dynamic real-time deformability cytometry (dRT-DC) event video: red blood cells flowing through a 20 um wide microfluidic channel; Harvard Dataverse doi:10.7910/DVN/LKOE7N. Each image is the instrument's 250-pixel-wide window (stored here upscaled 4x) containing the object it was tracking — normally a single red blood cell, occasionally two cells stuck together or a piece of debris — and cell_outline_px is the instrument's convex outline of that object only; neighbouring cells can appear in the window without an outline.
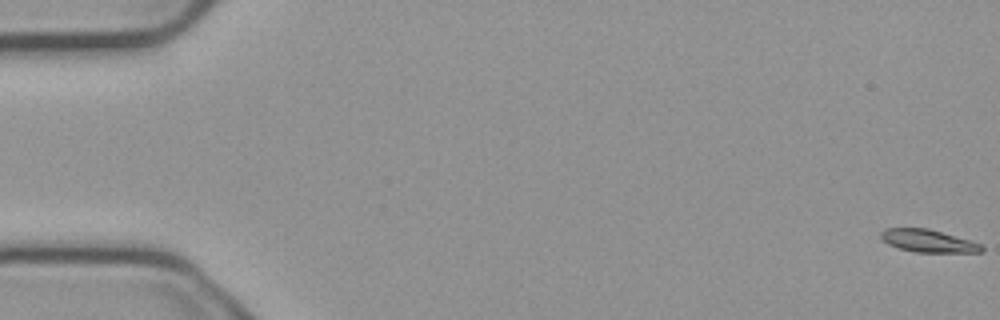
{"species": "common noctule bat (a hibernating species)", "species_latin": "Nyctalus noctula", "temperature_condition": "cold", "stored_images_in_passage": 56, "camera_frame_rate_fps": 3000, "um_per_image_px": 0.085, "animal": {"sex": "male", "body_mass_g": 23.1, "forearm_length_mm": 52.7}, "frame": {"image": 1, "passage_image": 1, "time_ms": 0.0, "image_size_px": [1000, 320], "cell_outline_px": [[984, 252], [916, 252], [900, 248], [888, 244], [880, 236], [880, 232], [884, 228], [928, 228], [968, 240], [980, 244], [984, 248]], "centroid_in_image_um": [78.87, 20.47], "position_along_channel_um": 6.1, "area_um2": 13.06}}
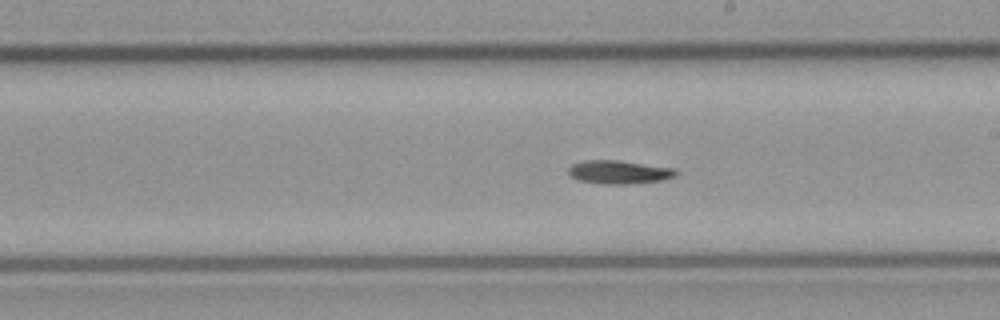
{"frame": {"image": 2, "passage_image": 32, "time_ms": 10.333, "image_size_px": [1000, 320], "cell_outline_px": [[680, 172], [676, 176], [660, 180], [636, 184], [604, 184], [580, 180], [572, 176], [568, 172], [568, 168], [572, 164], [584, 160], [616, 160], [676, 168]], "centroid_in_image_um": [52.67, 14.63], "position_along_channel_um": 236.3, "area_um2": 14.74}}
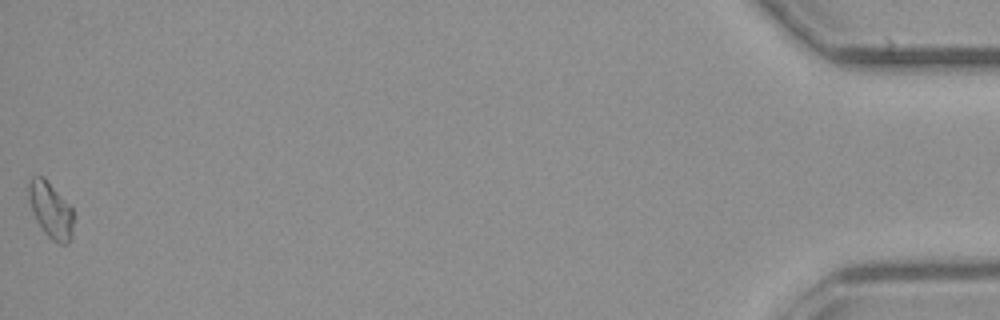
{"frame": {"image": 3, "passage_image": 56, "time_ms": 18.333, "image_size_px": [1000, 320], "cell_outline_px": [[72, 240], [68, 244], [60, 244], [52, 240], [44, 232], [36, 220], [28, 200], [28, 184], [32, 176], [44, 176], [72, 208]], "centroid_in_image_um": [4.3, 17.86], "position_along_channel_um": 430.9, "area_um2": 14.62}, "authors_computed_cell_mechanics": {"area_um2": 14.0454, "velocity_mm_per_s": 3.7377, "shape_relaxation_time_tau1_ms": 9.4994, "shape_relaxation_time_tau2_ms": null, "deformation_change_tau1": 0.1848, "deformation_change_tau2": null}}